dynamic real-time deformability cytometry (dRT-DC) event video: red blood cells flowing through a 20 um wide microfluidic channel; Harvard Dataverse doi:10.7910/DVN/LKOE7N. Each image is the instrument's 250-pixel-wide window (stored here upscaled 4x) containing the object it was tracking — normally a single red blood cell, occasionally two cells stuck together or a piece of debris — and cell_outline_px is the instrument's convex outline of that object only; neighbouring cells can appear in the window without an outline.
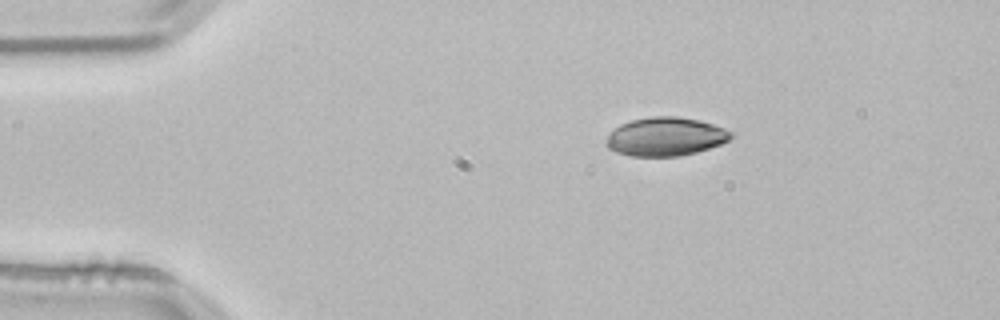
{"species": "common noctule bat (a hibernating species)", "species_latin": "Nyctalus noctula", "temperature_condition": "room temperature", "stored_images_in_passage": 37, "camera_frame_rate_fps": 3000, "um_per_image_px": 0.085, "animal": {"sex": "male", "body_mass_g": 21.5, "forearm_length_mm": 52.0}, "frame": {"image": 1, "passage_image": 1, "time_ms": 0.0, "image_size_px": [1000, 320], "cell_outline_px": [[732, 136], [728, 140], [720, 144], [696, 152], [680, 156], [632, 156], [616, 152], [608, 148], [604, 144], [608, 136], [620, 124], [632, 120], [652, 116], [676, 116], [700, 120], [724, 128], [732, 132]], "centroid_in_image_um": [56.56, 11.61], "position_along_channel_um": 28.4, "area_um2": 27.92}}
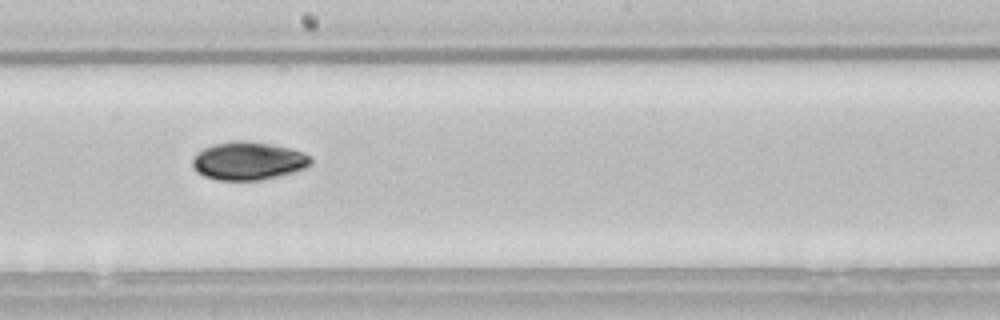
{"frame": {"image": 2, "passage_image": 21, "time_ms": 6.667, "image_size_px": [1000, 320], "cell_outline_px": [[312, 164], [304, 168], [292, 172], [264, 180], [216, 180], [204, 176], [196, 172], [192, 168], [192, 160], [196, 152], [212, 144], [232, 140], [248, 140], [272, 144], [304, 152], [312, 156]], "centroid_in_image_um": [21.08, 13.67], "position_along_channel_um": 227.1, "area_um2": 26.7}}
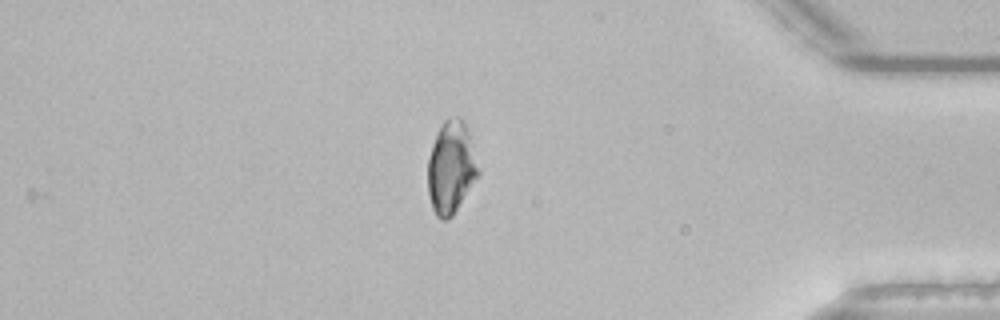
{"frame": {"image": 3, "passage_image": 37, "time_ms": 12.0, "image_size_px": [1000, 320], "cell_outline_px": [[480, 172], [452, 216], [448, 220], [440, 220], [436, 216], [432, 208], [428, 196], [428, 160], [432, 144], [436, 132], [444, 120], [448, 116], [460, 116], [464, 120], [468, 128], [480, 168]], "centroid_in_image_um": [38.34, 14.19], "position_along_channel_um": 396.9, "area_um2": 27.57}, "authors_computed_cell_mechanics": {"area_um2": 26.1834, "velocity_mm_per_s": 3.83, "shape_relaxation_time_tau1_ms": 2.8753, "shape_relaxation_time_tau2_ms": null, "deformation_change_tau1": 0.1068, "deformation_change_tau2": null}}